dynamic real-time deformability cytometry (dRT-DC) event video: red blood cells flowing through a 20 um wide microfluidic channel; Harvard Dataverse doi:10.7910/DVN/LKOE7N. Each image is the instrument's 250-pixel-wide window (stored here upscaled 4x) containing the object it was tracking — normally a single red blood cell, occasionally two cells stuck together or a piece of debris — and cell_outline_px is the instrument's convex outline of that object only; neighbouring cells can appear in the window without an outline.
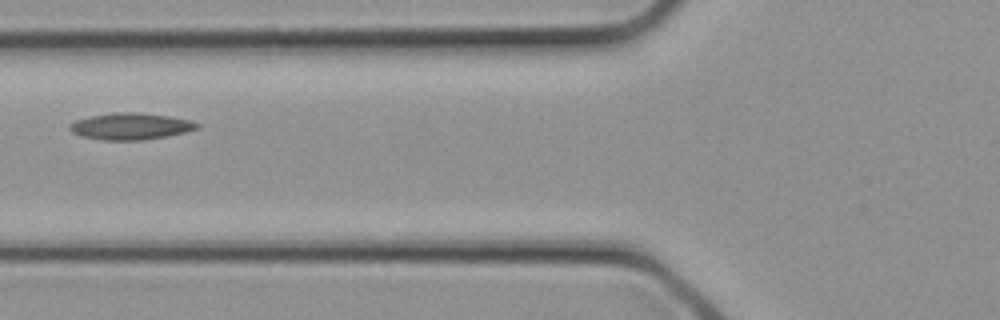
{"species": "common noctule bat (a hibernating species)", "species_latin": "Nyctalus noctula", "temperature_condition": "cold", "stored_images_in_passage": 4, "camera_frame_rate_fps": 3000, "um_per_image_px": 0.085, "animal": {"sex": "female", "body_mass_g": 21.9}, "frame": {"image": 1, "passage_image": 4, "time_ms": 1.0, "image_size_px": [1000, 320], "cell_outline_px": [[200, 128], [188, 132], [144, 140], [104, 140], [80, 136], [72, 132], [68, 128], [68, 124], [76, 120], [92, 116], [116, 112], [136, 112], [168, 116], [188, 120], [200, 124]], "centroid_in_image_um": [11.1, 10.74], "position_along_channel_um": 114.7, "area_um2": 19.77}}